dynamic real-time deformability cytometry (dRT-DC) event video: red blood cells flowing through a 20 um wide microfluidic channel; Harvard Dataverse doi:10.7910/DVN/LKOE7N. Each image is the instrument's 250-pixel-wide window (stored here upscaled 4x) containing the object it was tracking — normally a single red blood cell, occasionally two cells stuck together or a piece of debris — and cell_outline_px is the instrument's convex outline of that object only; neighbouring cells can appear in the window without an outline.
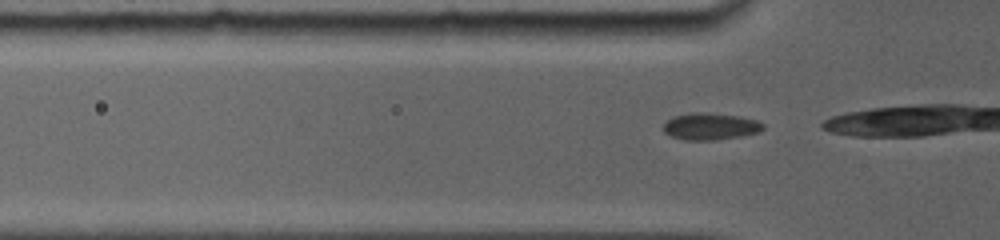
{"species": "common noctule bat (a hibernating species)", "species_latin": "Nyctalus noctula", "temperature_condition": "room temperature", "stored_images_in_passage": 13, "camera_frame_rate_fps": 5000, "um_per_image_px": 0.085, "animal": {"sex": "female", "body_mass_g": 19.0, "forearm_length_mm": 56.7}, "frame": {"image": 1, "passage_image": 3, "time_ms": 0.4, "image_size_px": [1000, 240], "cell_outline_px": [[764, 128], [760, 132], [740, 136], [712, 140], [684, 140], [672, 136], [664, 132], [664, 124], [672, 116], [692, 112], [708, 112], [736, 116], [756, 120], [764, 124]], "centroid_in_image_um": [60.37, 10.74], "position_along_channel_um": 65.4, "area_um2": 15.55}}
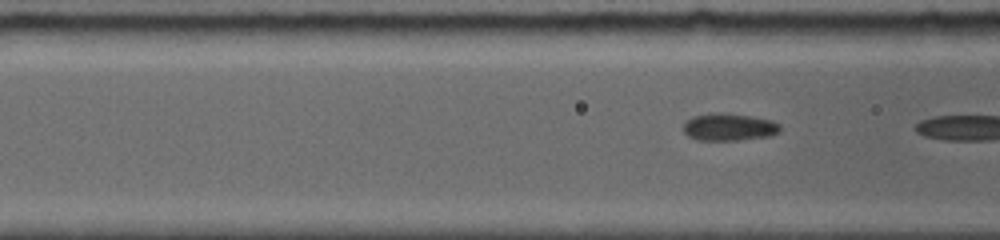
{"frame": {"image": 2, "passage_image": 8, "time_ms": 1.4, "image_size_px": [1000, 240], "cell_outline_px": [[780, 132], [772, 136], [736, 140], [696, 140], [688, 136], [684, 132], [684, 124], [692, 116], [712, 112], [724, 112], [752, 116], [772, 120], [780, 124]], "centroid_in_image_um": [61.98, 10.79], "position_along_channel_um": 104.6, "area_um2": 15.66}}